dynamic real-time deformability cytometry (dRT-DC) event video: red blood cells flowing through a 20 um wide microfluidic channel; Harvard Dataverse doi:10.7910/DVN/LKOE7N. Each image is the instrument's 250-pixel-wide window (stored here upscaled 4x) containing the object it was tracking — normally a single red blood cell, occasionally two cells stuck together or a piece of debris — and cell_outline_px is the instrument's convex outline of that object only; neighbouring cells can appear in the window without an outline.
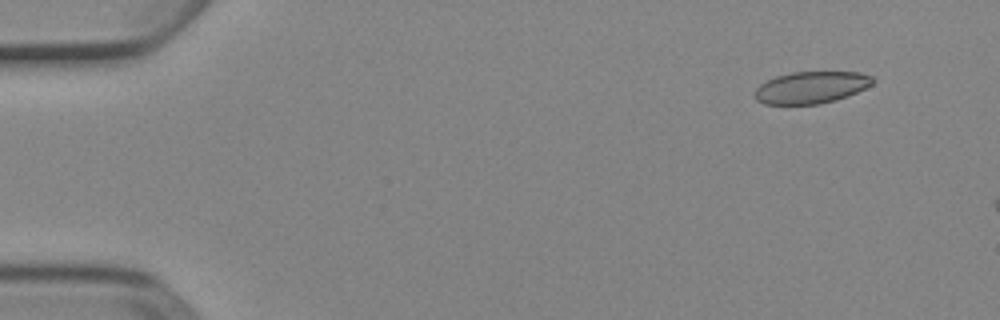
{"species": "Egyptian fruit bat (a non-hibernating species)", "species_latin": "Rousettus aegyptiacus", "temperature_condition": "cold", "stored_images_in_passage": 47, "camera_frame_rate_fps": 3000, "um_per_image_px": 0.085, "animal": {"sex": "female"}, "frame": {"image": 1, "passage_image": 1, "time_ms": 0.0, "image_size_px": [1000, 320], "cell_outline_px": [[876, 80], [872, 84], [848, 96], [820, 104], [764, 104], [756, 100], [752, 92], [760, 84], [776, 76], [792, 72], [860, 72], [872, 76]], "centroid_in_image_um": [68.93, 7.43], "position_along_channel_um": 16.1, "area_um2": 22.02}}
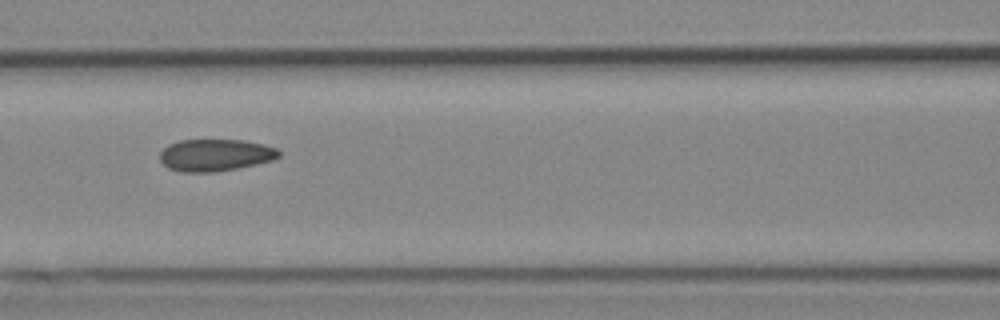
{"frame": {"image": 2, "passage_image": 20, "time_ms": 6.333, "image_size_px": [1000, 320], "cell_outline_px": [[280, 156], [272, 160], [256, 164], [236, 168], [212, 172], [180, 172], [168, 168], [160, 160], [160, 152], [168, 144], [180, 140], [244, 140], [264, 144], [276, 148], [280, 152]], "centroid_in_image_um": [18.29, 13.18], "position_along_channel_um": 148.3, "area_um2": 22.2}}
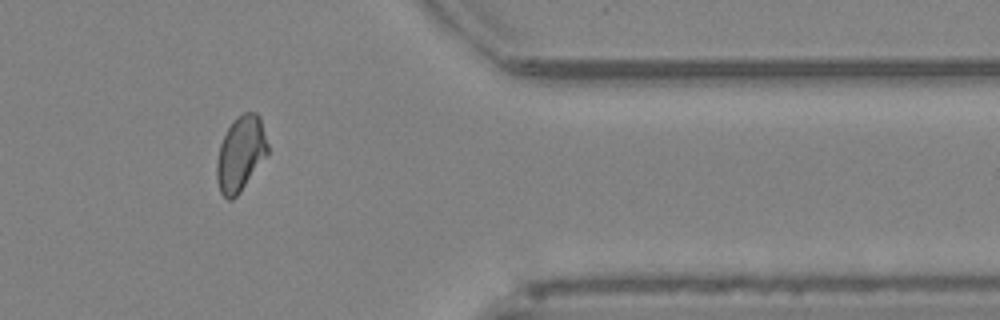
{"frame": {"image": 3, "passage_image": 40, "time_ms": 13.0, "image_size_px": [1000, 320], "cell_outline_px": [[268, 152], [240, 192], [232, 200], [228, 200], [220, 192], [216, 180], [216, 164], [220, 144], [232, 120], [236, 116], [244, 112], [256, 112], [260, 116], [268, 144]], "centroid_in_image_um": [20.43, 13.04], "position_along_channel_um": 391.0, "area_um2": 22.2}}